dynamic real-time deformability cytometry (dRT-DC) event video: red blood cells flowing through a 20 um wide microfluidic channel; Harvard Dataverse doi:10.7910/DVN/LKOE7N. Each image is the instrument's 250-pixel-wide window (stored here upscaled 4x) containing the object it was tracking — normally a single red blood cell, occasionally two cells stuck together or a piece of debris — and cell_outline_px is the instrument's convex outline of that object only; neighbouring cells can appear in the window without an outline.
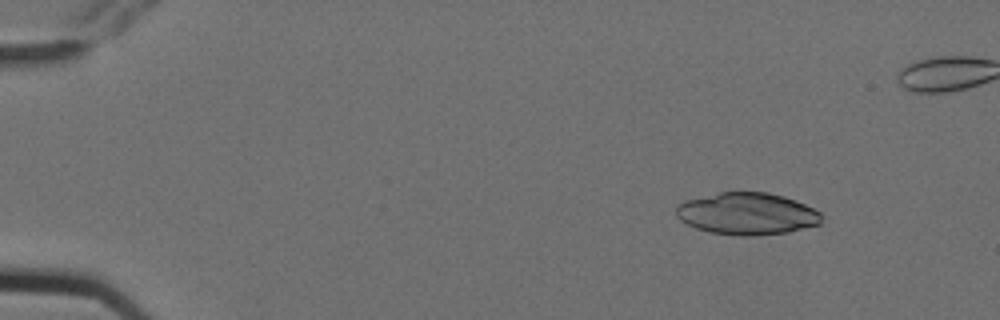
{"species": "Egyptian fruit bat (a non-hibernating species)", "species_latin": "Rousettus aegyptiacus", "temperature_condition": "cold", "stored_images_in_passage": 5, "camera_frame_rate_fps": 3000, "um_per_image_px": 0.085, "animal": {"sex": "female"}, "frame": {"image": 1, "passage_image": 1, "time_ms": 0.0, "image_size_px": [1000, 320], "cell_outline_px": [[820, 224], [788, 232], [756, 236], [740, 236], [708, 232], [696, 228], [680, 220], [676, 216], [676, 204], [684, 200], [720, 192], [768, 192], [784, 196], [796, 200], [820, 212]], "centroid_in_image_um": [63.46, 18.17], "position_along_channel_um": 21.5, "area_um2": 35.78}}